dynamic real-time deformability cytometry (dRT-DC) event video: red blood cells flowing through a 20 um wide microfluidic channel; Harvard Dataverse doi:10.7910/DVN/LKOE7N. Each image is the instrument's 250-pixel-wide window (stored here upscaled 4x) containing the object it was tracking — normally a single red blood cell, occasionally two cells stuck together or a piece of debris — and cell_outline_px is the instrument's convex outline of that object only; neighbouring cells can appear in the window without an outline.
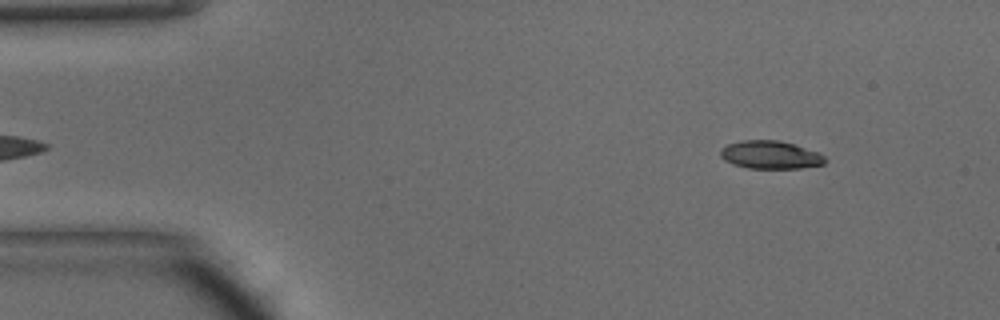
{"species": "common noctule bat (a hibernating species)", "species_latin": "Nyctalus noctula", "temperature_condition": "warm", "stored_images_in_passage": 44, "camera_frame_rate_fps": 3000, "um_per_image_px": 0.085, "animal": {"sex": "male", "body_mass_g": 15.6}, "frame": {"image": 1, "passage_image": 2, "time_ms": 0.333, "image_size_px": [1000, 320], "cell_outline_px": [[828, 160], [824, 164], [800, 168], [748, 168], [732, 164], [724, 160], [720, 156], [720, 148], [728, 144], [740, 140], [776, 140], [796, 144], [820, 152]], "centroid_in_image_um": [65.5, 13.15], "position_along_channel_um": 19.5, "area_um2": 17.34}}
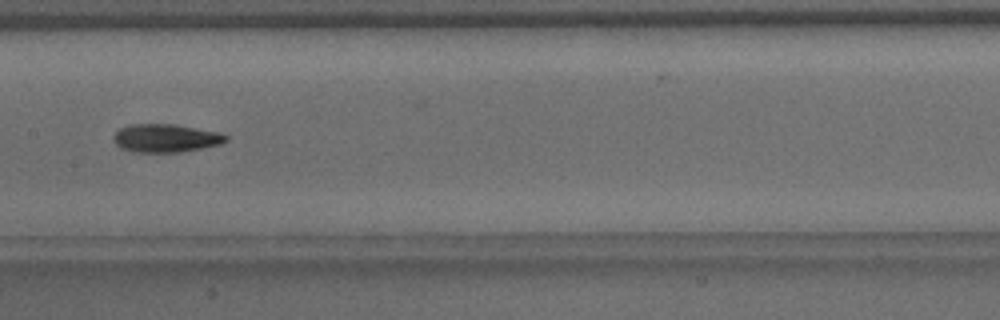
{"frame": {"image": 2, "passage_image": 20, "time_ms": 6.333, "image_size_px": [1000, 320], "cell_outline_px": [[228, 140], [220, 144], [180, 152], [136, 152], [120, 148], [112, 140], [112, 136], [120, 128], [128, 124], [172, 124], [220, 132], [228, 136]], "centroid_in_image_um": [14.06, 11.74], "position_along_channel_um": 193.3, "area_um2": 18.5}}
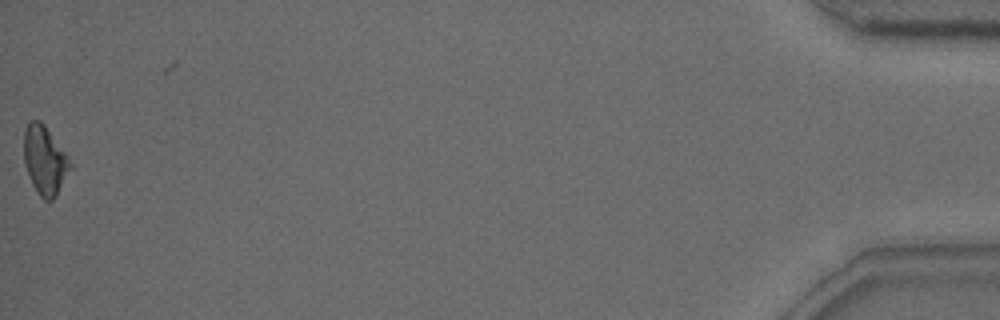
{"frame": {"image": 3, "passage_image": 44, "time_ms": 14.333, "image_size_px": [1000, 320], "cell_outline_px": [[72, 168], [56, 196], [52, 200], [44, 200], [40, 196], [32, 184], [24, 164], [24, 128], [28, 120], [40, 120], [44, 124], [68, 156], [72, 164]], "centroid_in_image_um": [3.8, 13.61], "position_along_channel_um": 431.4, "area_um2": 18.67}, "authors_computed_cell_mechanics": {"area_um2": 18.2359, "velocity_mm_per_s": 4.2347, "shape_relaxation_time_tau1_ms": 3.0187, "shape_relaxation_time_tau2_ms": null, "deformation_change_tau1": 0.0969, "deformation_change_tau2": null}}